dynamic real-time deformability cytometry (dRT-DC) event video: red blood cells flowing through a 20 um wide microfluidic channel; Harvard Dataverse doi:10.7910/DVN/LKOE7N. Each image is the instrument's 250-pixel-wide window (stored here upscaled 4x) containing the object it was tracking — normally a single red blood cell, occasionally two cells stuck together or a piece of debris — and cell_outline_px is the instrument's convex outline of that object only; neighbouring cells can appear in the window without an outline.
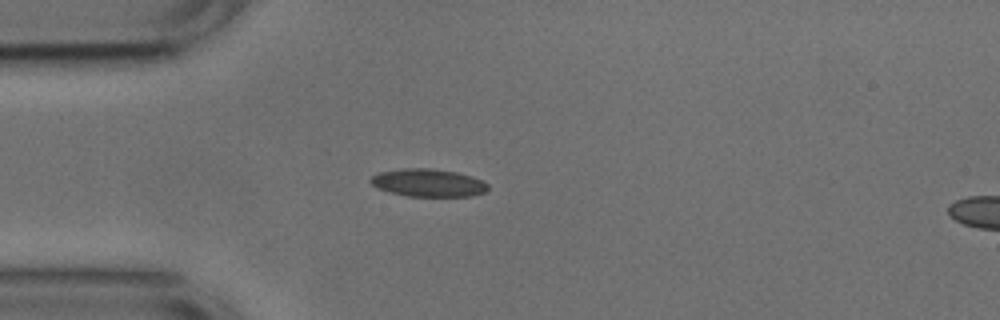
{"species": "common noctule bat (a hibernating species)", "species_latin": "Nyctalus noctula", "temperature_condition": "cold", "stored_images_in_passage": 40, "camera_frame_rate_fps": 3000, "um_per_image_px": 0.085, "animal": {"sex": "male", "body_mass_g": 17.9, "forearm_length_mm": 54.2}, "frame": {"image": 1, "passage_image": 1, "time_ms": 0.0, "image_size_px": [1000, 320], "cell_outline_px": [[488, 188], [484, 192], [472, 196], [408, 196], [376, 188], [368, 180], [372, 176], [380, 172], [404, 168], [432, 168], [456, 172], [472, 176], [488, 184]], "centroid_in_image_um": [36.39, 15.53], "position_along_channel_um": 48.6, "area_um2": 18.9}}
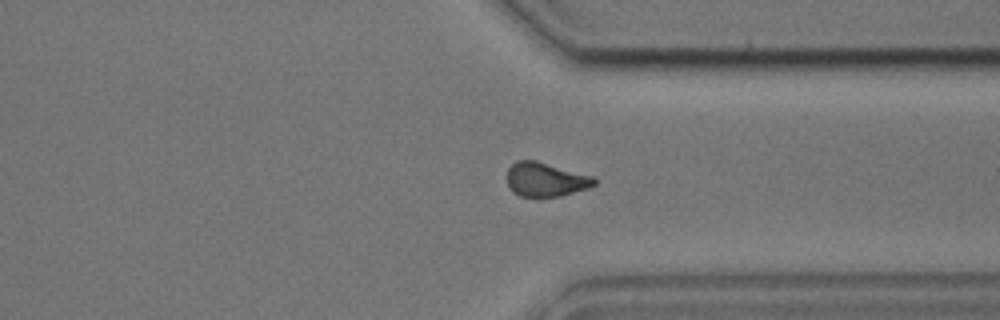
{"frame": {"image": 2, "passage_image": 27, "time_ms": 8.667, "image_size_px": [1000, 320], "cell_outline_px": [[596, 184], [588, 188], [560, 196], [536, 200], [520, 196], [512, 192], [508, 188], [508, 168], [516, 160], [536, 160], [592, 176], [596, 180]], "centroid_in_image_um": [46.34, 15.3], "position_along_channel_um": 365.1, "area_um2": 17.8}}
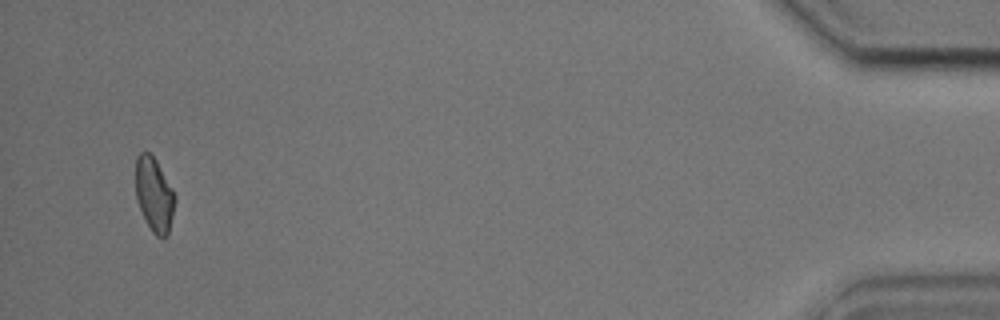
{"frame": {"image": 3, "passage_image": 38, "time_ms": 12.333, "image_size_px": [1000, 320], "cell_outline_px": [[176, 200], [168, 236], [156, 236], [152, 232], [136, 200], [136, 156], [140, 152], [148, 152], [156, 160], [172, 188], [176, 196]], "centroid_in_image_um": [13.11, 16.54], "position_along_channel_um": 422.1, "area_um2": 16.88}, "authors_computed_cell_mechanics": {"area_um2": 17.8313, "velocity_mm_per_s": 3.7704, "shape_relaxation_time_tau1_ms": null, "shape_relaxation_time_tau2_ms": 4.2552, "deformation_change_tau1": null, "deformation_change_tau2": 0.1039}}